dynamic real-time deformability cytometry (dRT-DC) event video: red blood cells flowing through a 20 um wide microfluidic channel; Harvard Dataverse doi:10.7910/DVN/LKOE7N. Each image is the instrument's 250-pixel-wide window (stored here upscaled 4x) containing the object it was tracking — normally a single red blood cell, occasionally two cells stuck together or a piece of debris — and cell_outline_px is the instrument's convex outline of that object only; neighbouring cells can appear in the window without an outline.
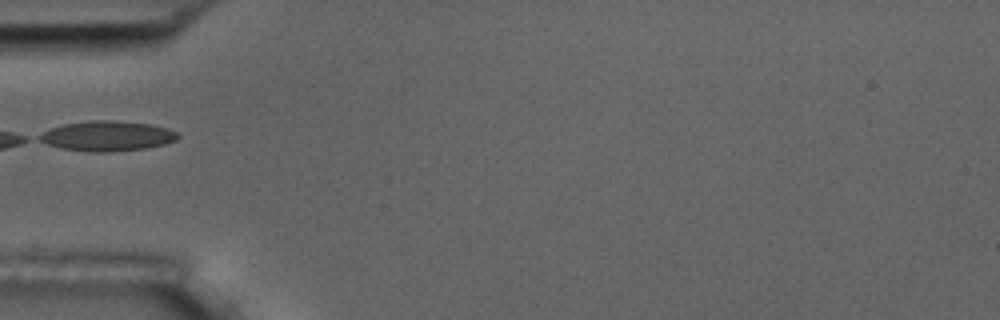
{"species": "common noctule bat (a hibernating species)", "species_latin": "Nyctalus noctula", "temperature_condition": "room temperature", "stored_images_in_passage": 3, "camera_frame_rate_fps": 3000, "um_per_image_px": 0.085, "animal": {"sex": "male", "body_mass_g": 17.5, "forearm_length_mm": 52.3}, "frame": {"image": 1, "passage_image": 3, "time_ms": 2.333, "image_size_px": [1000, 320], "cell_outline_px": [[180, 136], [176, 140], [164, 144], [144, 148], [108, 152], [92, 152], [60, 148], [36, 140], [36, 136], [48, 128], [64, 124], [92, 120], [116, 120], [148, 124], [168, 128], [176, 132]], "centroid_in_image_um": [9.05, 11.55], "position_along_channel_um": 75.9, "area_um2": 24.33}}